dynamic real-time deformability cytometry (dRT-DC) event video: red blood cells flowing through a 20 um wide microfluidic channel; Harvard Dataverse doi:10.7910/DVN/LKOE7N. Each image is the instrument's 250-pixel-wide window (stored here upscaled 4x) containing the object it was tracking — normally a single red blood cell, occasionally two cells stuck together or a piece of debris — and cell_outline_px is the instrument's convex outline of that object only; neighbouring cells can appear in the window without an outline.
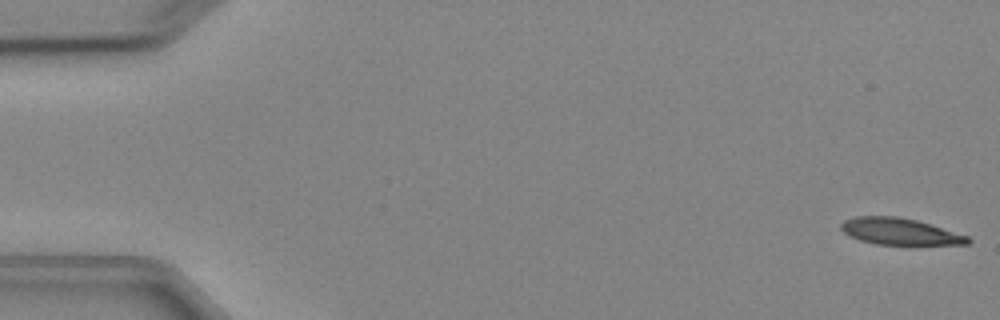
{"species": "Egyptian fruit bat (a non-hibernating species)", "species_latin": "Rousettus aegyptiacus", "temperature_condition": "cold", "stored_images_in_passage": 5, "camera_frame_rate_fps": 3000, "um_per_image_px": 0.085, "animal": {"sex": "female"}, "frame": {"image": 1, "passage_image": 1, "time_ms": 0.0, "image_size_px": [1000, 320], "cell_outline_px": [[972, 240], [968, 244], [876, 244], [860, 240], [844, 232], [840, 228], [840, 224], [844, 220], [856, 216], [896, 216], [916, 220], [968, 236]], "centroid_in_image_um": [76.45, 19.67], "position_along_channel_um": 8.5, "area_um2": 19.31}}
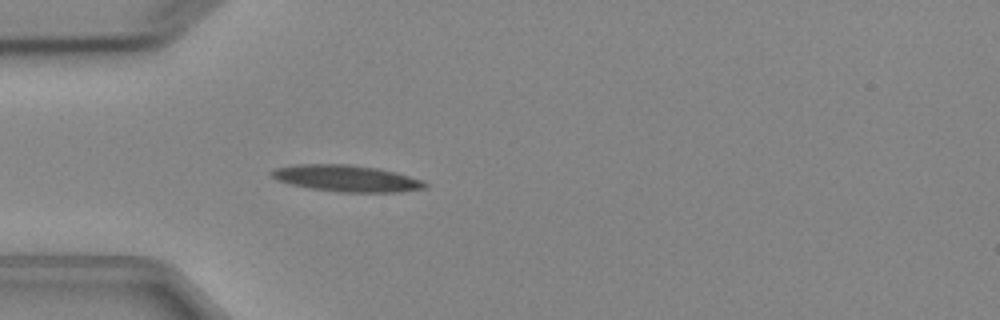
{"frame": {"image": 2, "passage_image": 5, "time_ms": 4.667, "image_size_px": [1000, 320], "cell_outline_px": [[428, 188], [400, 192], [340, 192], [312, 188], [292, 184], [280, 180], [272, 176], [268, 172], [276, 168], [296, 164], [348, 164], [380, 168], [396, 172], [424, 180], [428, 184]], "centroid_in_image_um": [29.54, 15.15], "position_along_channel_um": 55.5, "area_um2": 23.76}}